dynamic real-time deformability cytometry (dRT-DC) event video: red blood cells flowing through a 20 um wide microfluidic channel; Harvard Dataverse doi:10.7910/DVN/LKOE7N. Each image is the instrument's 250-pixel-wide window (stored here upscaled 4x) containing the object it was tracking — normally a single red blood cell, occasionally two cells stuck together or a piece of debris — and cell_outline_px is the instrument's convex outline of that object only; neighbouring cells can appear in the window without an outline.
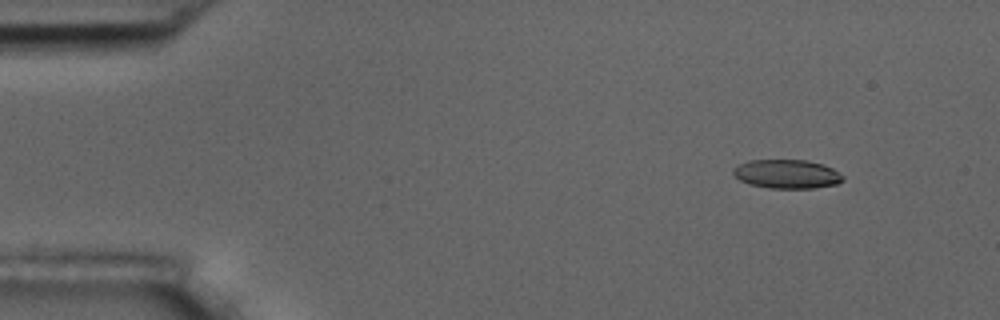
{"species": "common noctule bat (a hibernating species)", "species_latin": "Nyctalus noctula", "temperature_condition": "room temperature", "stored_images_in_passage": 5, "segment_of_instrument_passage": [1, 2], "camera_frame_rate_fps": 3000, "um_per_image_px": 0.085, "animal": {"sex": "male", "body_mass_g": 17.5, "forearm_length_mm": 52.3}, "frame": {"image": 1, "passage_image": 2, "time_ms": 1.0, "image_size_px": [1000, 320], "cell_outline_px": [[844, 180], [836, 184], [812, 188], [768, 188], [748, 184], [740, 180], [732, 172], [732, 168], [736, 164], [748, 160], [808, 160], [824, 164], [832, 168], [844, 176]], "centroid_in_image_um": [66.86, 14.78], "position_along_channel_um": 18.1, "area_um2": 18.67}}